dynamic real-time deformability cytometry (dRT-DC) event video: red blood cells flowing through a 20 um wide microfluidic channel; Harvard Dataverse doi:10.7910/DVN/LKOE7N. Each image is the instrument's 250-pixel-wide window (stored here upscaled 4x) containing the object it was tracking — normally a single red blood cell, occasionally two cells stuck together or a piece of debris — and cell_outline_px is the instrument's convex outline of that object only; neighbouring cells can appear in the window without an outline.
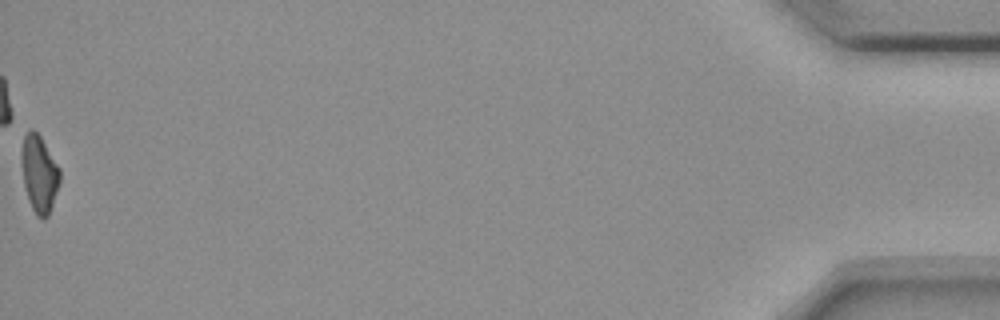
{"species": "common noctule bat (a hibernating species)", "species_latin": "Nyctalus noctula", "temperature_condition": "room temperature", "stored_images_in_passage": 56, "camera_frame_rate_fps": 3000, "um_per_image_px": 0.085, "animal": {"sex": "female", "body_mass_g": 18.4}, "frame": {"image": 1, "passage_image": 56, "time_ms": 18.333, "image_size_px": [1000, 320], "cell_outline_px": [[60, 180], [48, 216], [44, 220], [36, 216], [28, 200], [24, 188], [20, 160], [20, 152], [24, 132], [32, 128], [40, 136], [60, 168]], "centroid_in_image_um": [3.29, 14.75], "position_along_channel_um": 431.9, "area_um2": 17.51}, "authors_computed_cell_mechanics": {"area_um2": 17.9469, "velocity_mm_per_s": 3.6651, "shape_relaxation_time_tau1_ms": null, "shape_relaxation_time_tau2_ms": 10.8806, "deformation_change_tau1": null, "deformation_change_tau2": 0.2143}}